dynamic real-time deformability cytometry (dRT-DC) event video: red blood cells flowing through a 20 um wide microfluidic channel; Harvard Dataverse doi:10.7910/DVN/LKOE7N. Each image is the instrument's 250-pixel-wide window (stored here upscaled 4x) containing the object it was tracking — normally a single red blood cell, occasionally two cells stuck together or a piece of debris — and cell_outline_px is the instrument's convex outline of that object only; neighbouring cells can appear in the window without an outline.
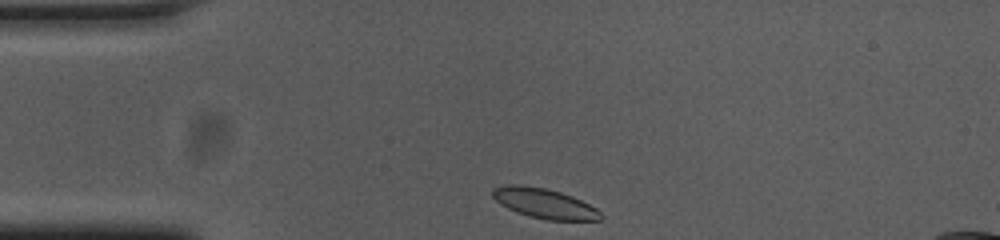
{"species": "common noctule bat (a hibernating species)", "species_latin": "Nyctalus noctula", "temperature_condition": "cold", "stored_images_in_passage": 33, "camera_frame_rate_fps": 3000, "um_per_image_px": 0.085, "animal": {"sex": "female", "body_mass_g": 23.0, "forearm_length_mm": 53.4}, "frame": {"image": 1, "passage_image": 1, "time_ms": 0.0, "image_size_px": [1000, 240], "cell_outline_px": [[604, 216], [600, 220], [548, 220], [516, 212], [500, 204], [492, 196], [492, 188], [504, 184], [516, 184], [544, 188], [560, 192], [572, 196], [596, 208]], "centroid_in_image_um": [46.25, 17.28], "position_along_channel_um": 38.7, "area_um2": 18.73}}
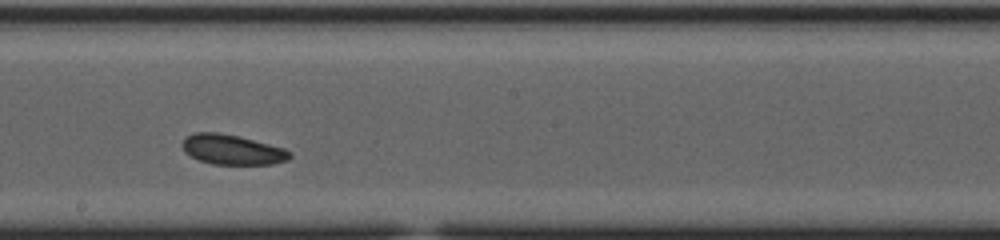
{"frame": {"image": 2, "passage_image": 19, "time_ms": 6.0, "image_size_px": [1000, 240], "cell_outline_px": [[292, 156], [288, 160], [272, 164], [212, 164], [200, 160], [184, 152], [180, 144], [188, 136], [196, 132], [216, 132], [240, 136], [284, 148], [292, 152]], "centroid_in_image_um": [19.75, 12.72], "position_along_channel_um": 228.4, "area_um2": 18.79}}
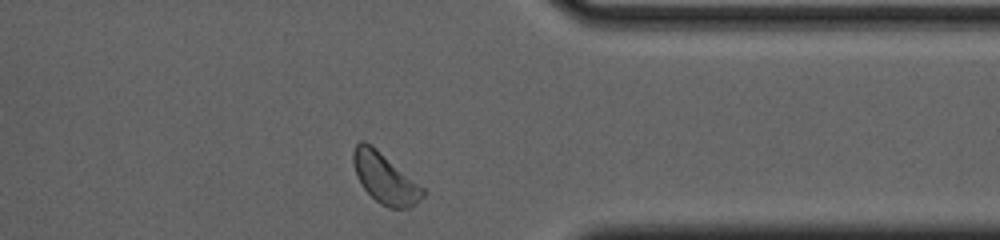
{"frame": {"image": 3, "passage_image": 32, "time_ms": 10.333, "image_size_px": [1000, 240], "cell_outline_px": [[424, 196], [408, 208], [388, 208], [380, 204], [360, 184], [356, 176], [352, 160], [352, 152], [356, 144], [360, 140], [364, 140], [372, 144], [424, 188]], "centroid_in_image_um": [32.68, 15.12], "position_along_channel_um": 378.7, "area_um2": 20.4}, "authors_computed_cell_mechanics": {"area_um2": 19.074, "velocity_mm_per_s": 3.6709, "shape_relaxation_time_tau1_ms": 2.6953, "shape_relaxation_time_tau2_ms": 4.4958, "deformation_change_tau1": 0.0432, "deformation_change_tau2": 0.0894}}